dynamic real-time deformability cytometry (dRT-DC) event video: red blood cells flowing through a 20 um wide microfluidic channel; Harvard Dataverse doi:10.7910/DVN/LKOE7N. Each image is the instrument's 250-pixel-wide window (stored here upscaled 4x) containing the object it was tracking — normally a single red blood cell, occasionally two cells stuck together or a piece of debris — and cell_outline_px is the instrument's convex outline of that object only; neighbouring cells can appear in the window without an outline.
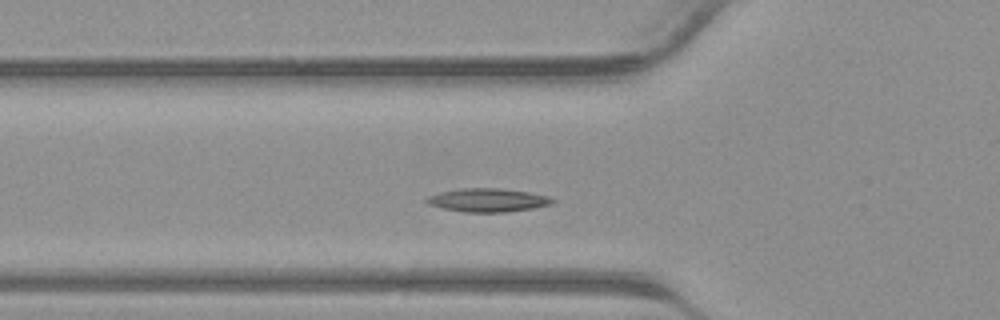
{"species": "common noctule bat (a hibernating species)", "species_latin": "Nyctalus noctula", "temperature_condition": "warm", "stored_images_in_passage": 35, "camera_frame_rate_fps": 3000, "um_per_image_px": 0.085, "animal": {"sex": "male", "body_mass_g": 23.1, "forearm_length_mm": 52.7}, "frame": {"image": 1, "passage_image": 7, "time_ms": 2.0, "image_size_px": [1000, 320], "cell_outline_px": [[556, 200], [548, 204], [532, 208], [508, 212], [464, 212], [440, 208], [428, 204], [424, 200], [428, 196], [440, 192], [460, 188], [500, 188], [528, 192], [548, 196]], "centroid_in_image_um": [41.4, 17.01], "position_along_channel_um": 84.4, "area_um2": 17.17}}
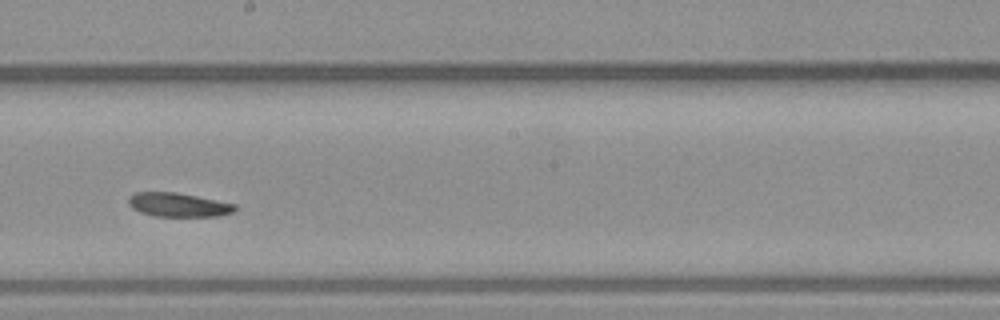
{"frame": {"image": 2, "passage_image": 16, "time_ms": 5.0, "image_size_px": [1000, 320], "cell_outline_px": [[236, 208], [232, 212], [220, 216], [152, 216], [140, 212], [132, 208], [128, 204], [128, 196], [136, 192], [176, 192], [236, 204]], "centroid_in_image_um": [15.12, 17.41], "position_along_channel_um": 233.1, "area_um2": 14.85}}
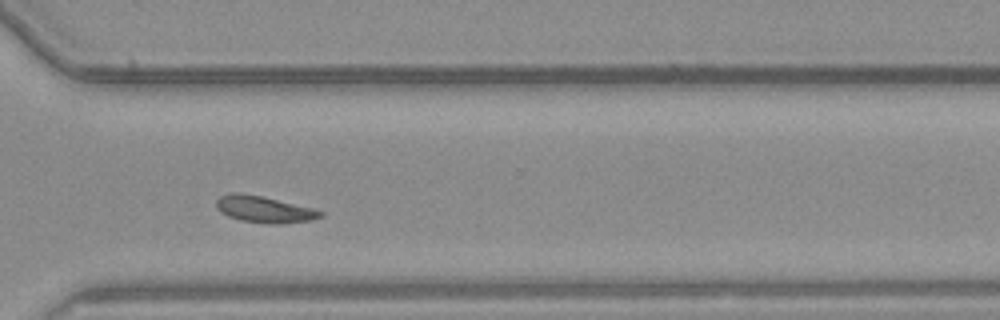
{"frame": {"image": 3, "passage_image": 23, "time_ms": 7.333, "image_size_px": [1000, 320], "cell_outline_px": [[324, 216], [308, 220], [280, 224], [272, 224], [240, 220], [228, 216], [220, 212], [216, 208], [216, 200], [220, 196], [232, 192], [240, 192], [260, 196], [312, 208], [324, 212]], "centroid_in_image_um": [22.41, 17.79], "position_along_channel_um": 348.2, "area_um2": 15.95}}